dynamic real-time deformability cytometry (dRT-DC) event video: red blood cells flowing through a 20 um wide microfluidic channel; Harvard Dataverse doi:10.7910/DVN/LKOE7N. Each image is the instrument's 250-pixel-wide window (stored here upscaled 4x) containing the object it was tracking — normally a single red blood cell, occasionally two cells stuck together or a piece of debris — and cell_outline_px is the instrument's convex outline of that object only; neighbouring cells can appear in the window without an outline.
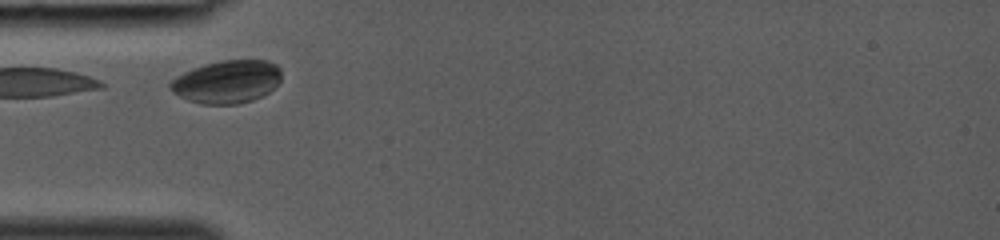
{"species": "common noctule bat (a hibernating species)", "species_latin": "Nyctalus noctula", "temperature_condition": "room temperature", "stored_images_in_passage": 20, "camera_frame_rate_fps": 3000, "um_per_image_px": 0.085, "animal": {"sex": "female", "body_mass_g": 19.0, "forearm_length_mm": 53.3}, "frame": {"image": 1, "passage_image": 1, "time_ms": 0.0, "image_size_px": [1000, 240], "cell_outline_px": [[280, 80], [268, 92], [252, 100], [236, 104], [200, 104], [188, 100], [172, 92], [168, 88], [168, 84], [176, 76], [184, 72], [204, 64], [220, 60], [268, 60], [276, 64], [280, 68]], "centroid_in_image_um": [19.26, 6.94], "position_along_channel_um": 65.7, "area_um2": 27.74}}
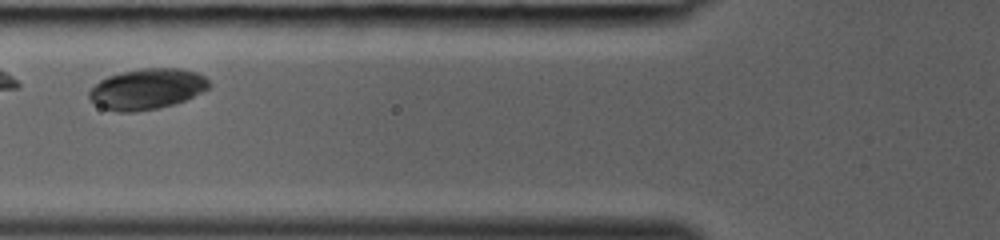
{"frame": {"image": 2, "passage_image": 4, "time_ms": 1.0, "image_size_px": [1000, 240], "cell_outline_px": [[212, 84], [208, 88], [184, 100], [172, 104], [156, 108], [136, 112], [116, 112], [104, 108], [96, 104], [88, 96], [88, 92], [100, 80], [108, 76], [140, 68], [180, 68], [196, 72], [204, 76]], "centroid_in_image_um": [12.49, 7.56], "position_along_channel_um": 113.3, "area_um2": 28.15}}
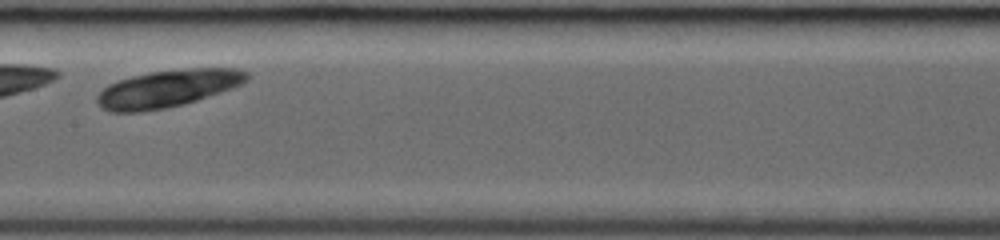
{"frame": {"image": 3, "passage_image": 9, "time_ms": 2.667, "image_size_px": [1000, 240], "cell_outline_px": [[248, 80], [232, 88], [184, 104], [164, 108], [140, 112], [112, 112], [100, 108], [96, 100], [96, 96], [108, 84], [132, 76], [152, 72], [188, 68], [236, 68], [248, 72]], "centroid_in_image_um": [14.23, 7.53], "position_along_channel_um": 193.2, "area_um2": 32.37}}